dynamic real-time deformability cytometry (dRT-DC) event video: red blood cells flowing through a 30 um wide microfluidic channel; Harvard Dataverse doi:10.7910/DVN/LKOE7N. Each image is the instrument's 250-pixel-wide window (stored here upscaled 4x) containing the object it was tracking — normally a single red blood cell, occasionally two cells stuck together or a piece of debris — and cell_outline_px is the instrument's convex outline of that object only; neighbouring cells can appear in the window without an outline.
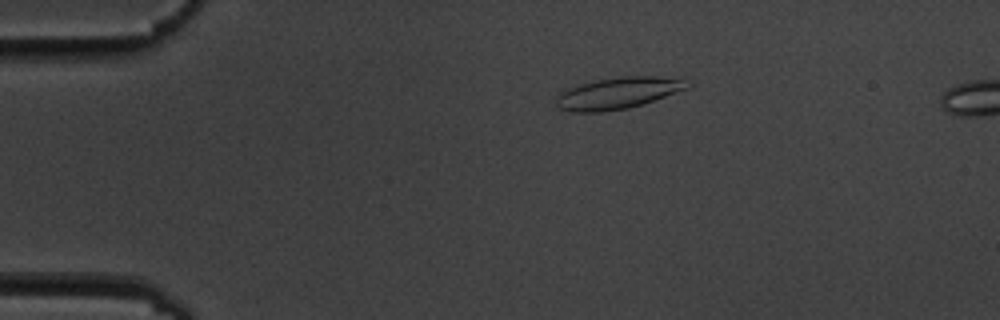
{"species": "common noctule bat (a hibernating species)", "species_latin": "Nyctalus noctula", "temperature_condition": "cold", "stored_images_in_passage": 6, "camera_frame_rate_fps": 3000, "um_per_image_px": 0.085, "animal": {"sex": "male", "body_mass_g": 19.5, "forearm_length_mm": 54.6}, "frame": {"image": 1, "passage_image": 3, "time_ms": 2.333, "image_size_px": [1000, 320], "cell_outline_px": [[692, 84], [688, 88], [644, 104], [628, 108], [600, 112], [572, 112], [556, 108], [556, 96], [564, 88], [596, 80], [620, 76], [684, 76]], "centroid_in_image_um": [52.57, 7.89], "position_along_channel_um": 32.4, "area_um2": 24.85}}